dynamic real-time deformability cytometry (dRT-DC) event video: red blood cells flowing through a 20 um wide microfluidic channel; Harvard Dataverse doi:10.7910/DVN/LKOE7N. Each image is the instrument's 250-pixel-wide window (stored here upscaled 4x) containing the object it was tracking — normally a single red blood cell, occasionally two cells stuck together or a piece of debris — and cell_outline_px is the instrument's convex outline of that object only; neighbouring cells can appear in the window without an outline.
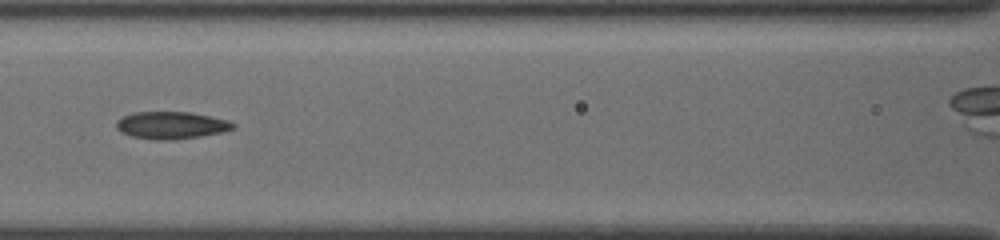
{"species": "common noctule bat (a hibernating species)", "species_latin": "Nyctalus noctula", "temperature_condition": "cold", "stored_images_in_passage": 20, "camera_frame_rate_fps": 3000, "um_per_image_px": 0.085, "animal": {"sex": "female", "body_mass_g": 19.5, "forearm_length_mm": 54.1}, "frame": {"image": 1, "passage_image": 9, "time_ms": 2.667, "image_size_px": [1000, 240], "cell_outline_px": [[236, 128], [224, 132], [176, 140], [152, 140], [132, 136], [116, 128], [116, 120], [132, 112], [188, 112], [228, 120], [236, 124]], "centroid_in_image_um": [14.58, 10.65], "position_along_channel_um": 152.0, "area_um2": 18.61}}
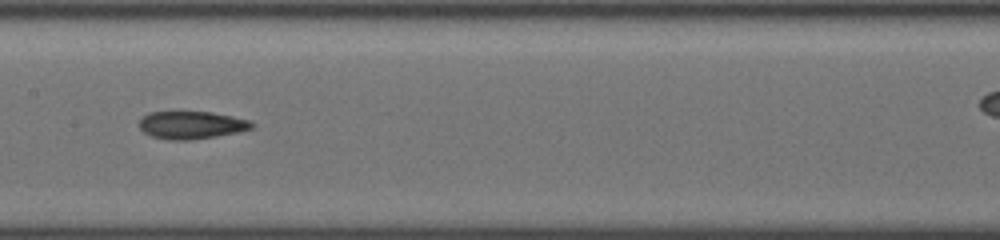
{"frame": {"image": 2, "passage_image": 12, "time_ms": 3.667, "image_size_px": [1000, 240], "cell_outline_px": [[256, 124], [252, 128], [236, 132], [216, 136], [188, 140], [168, 140], [152, 136], [144, 132], [140, 128], [140, 120], [148, 112], [212, 112], [232, 116], [248, 120]], "centroid_in_image_um": [16.27, 10.62], "position_along_channel_um": 191.1, "area_um2": 17.98}}